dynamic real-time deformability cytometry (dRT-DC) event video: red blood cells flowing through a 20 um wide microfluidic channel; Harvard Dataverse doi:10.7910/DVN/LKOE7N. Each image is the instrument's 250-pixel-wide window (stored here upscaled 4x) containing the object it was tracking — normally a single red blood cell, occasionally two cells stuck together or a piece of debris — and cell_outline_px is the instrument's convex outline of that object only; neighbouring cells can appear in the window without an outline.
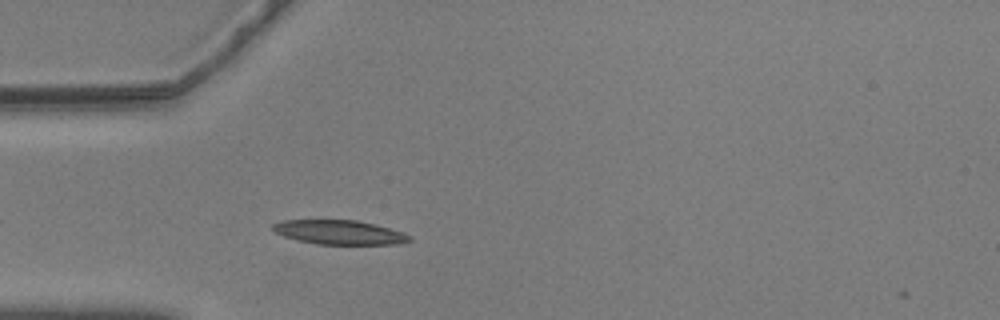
{"species": "common noctule bat (a hibernating species)", "species_latin": "Nyctalus noctula", "temperature_condition": "warm", "stored_images_in_passage": 35, "camera_frame_rate_fps": 3000, "um_per_image_px": 0.085, "animal": {"sex": "male", "body_mass_g": 20.5, "forearm_length_mm": 52.5}, "frame": {"image": 1, "passage_image": 5, "time_ms": 1.333, "image_size_px": [1000, 320], "cell_outline_px": [[412, 240], [396, 244], [316, 244], [296, 240], [284, 236], [276, 232], [272, 228], [272, 224], [284, 220], [356, 220], [376, 224], [412, 236]], "centroid_in_image_um": [28.83, 19.74], "position_along_channel_um": 56.2, "area_um2": 19.19}}
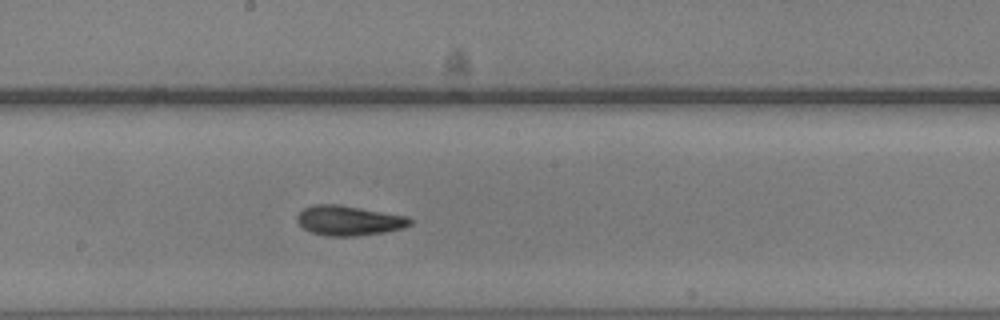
{"frame": {"image": 2, "passage_image": 19, "time_ms": 6.0, "image_size_px": [1000, 320], "cell_outline_px": [[412, 224], [400, 228], [384, 232], [356, 236], [324, 236], [312, 232], [304, 228], [296, 220], [296, 216], [304, 208], [316, 204], [336, 204], [408, 216], [412, 220]], "centroid_in_image_um": [29.64, 18.75], "position_along_channel_um": 218.6, "area_um2": 19.48}}
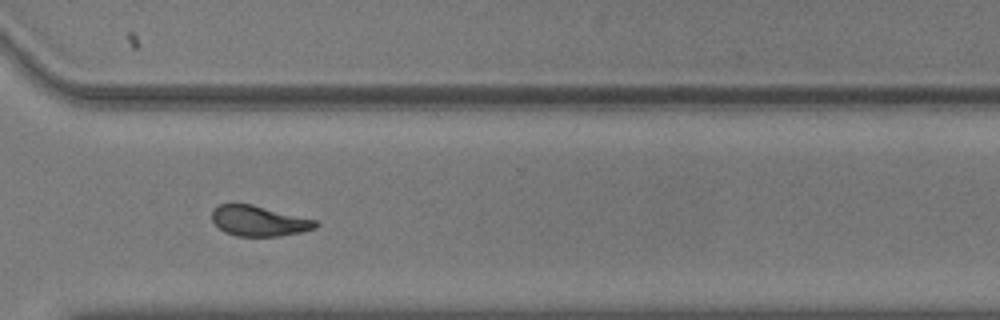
{"frame": {"image": 3, "passage_image": 30, "time_ms": 9.667, "image_size_px": [1000, 320], "cell_outline_px": [[320, 224], [316, 228], [304, 232], [280, 236], [236, 236], [224, 232], [212, 220], [212, 212], [220, 204], [252, 204], [316, 220]], "centroid_in_image_um": [22.05, 18.79], "position_along_channel_um": 348.6, "area_um2": 18.32}, "authors_computed_cell_mechanics": {"area_um2": 19.0162, "velocity_mm_per_s": 3.5696, "shape_relaxation_time_tau1_ms": 4.4034, "shape_relaxation_time_tau2_ms": 3.8477, "deformation_change_tau1": 0.1719, "deformation_change_tau2": 0.1013}}